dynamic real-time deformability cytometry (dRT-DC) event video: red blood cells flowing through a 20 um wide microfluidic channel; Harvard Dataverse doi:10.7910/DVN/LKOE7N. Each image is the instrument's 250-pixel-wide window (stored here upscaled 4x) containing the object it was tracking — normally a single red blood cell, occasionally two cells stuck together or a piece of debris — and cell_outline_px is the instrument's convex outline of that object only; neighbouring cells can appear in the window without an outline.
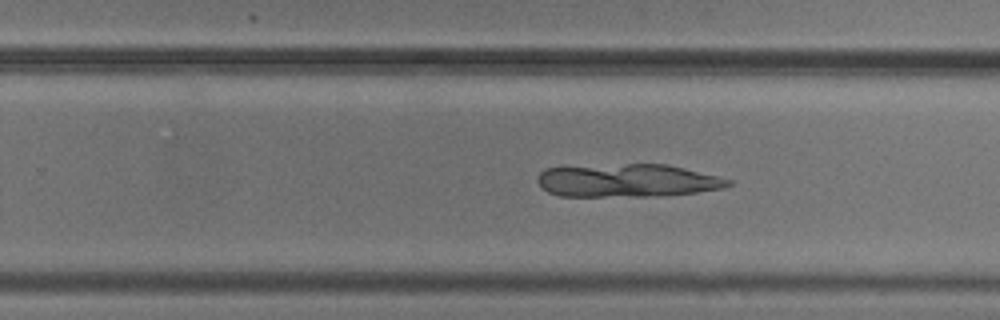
{"species": "common noctule bat (a hibernating species)", "species_latin": "Nyctalus noctula", "temperature_condition": "cold", "stored_images_in_passage": 46, "camera_frame_rate_fps": 3000, "um_per_image_px": 0.085, "animal": {"sex": "male", "body_mass_g": 20.5, "forearm_length_mm": 52.5}, "frame": {"image": 1, "passage_image": 33, "time_ms": 10.667, "image_size_px": [1000, 320], "cell_outline_px": [[732, 184], [724, 188], [696, 192], [644, 196], [560, 196], [548, 192], [540, 188], [536, 180], [540, 172], [544, 168], [628, 164], [668, 164], [732, 180]], "centroid_in_image_um": [53.28, 15.35], "position_along_channel_um": 276.5, "area_um2": 36.47}}